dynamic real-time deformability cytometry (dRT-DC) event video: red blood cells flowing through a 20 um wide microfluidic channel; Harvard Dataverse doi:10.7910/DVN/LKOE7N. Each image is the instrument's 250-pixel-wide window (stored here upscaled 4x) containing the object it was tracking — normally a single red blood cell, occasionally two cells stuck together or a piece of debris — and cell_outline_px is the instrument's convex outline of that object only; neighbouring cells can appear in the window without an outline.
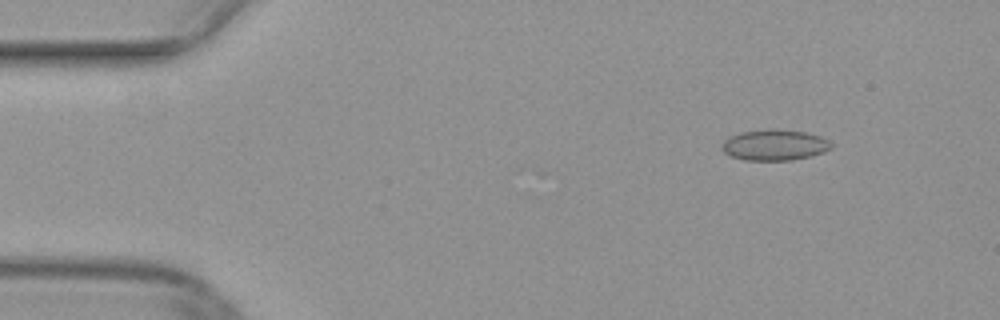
{"species": "common noctule bat (a hibernating species)", "species_latin": "Nyctalus noctula", "temperature_condition": "warm", "stored_images_in_passage": 13, "camera_frame_rate_fps": 3000, "um_per_image_px": 0.085, "animal": {"sex": "female", "body_mass_g": 29.2, "forearm_length_mm": 56.3}, "frame": {"image": 1, "passage_image": 2, "time_ms": 0.333, "image_size_px": [1000, 320], "cell_outline_px": [[832, 148], [824, 152], [792, 160], [744, 160], [732, 156], [724, 152], [720, 148], [720, 144], [724, 140], [740, 132], [768, 128], [804, 132], [820, 136], [828, 140], [832, 144]], "centroid_in_image_um": [65.81, 12.32], "position_along_channel_um": 19.2, "area_um2": 19.65}}
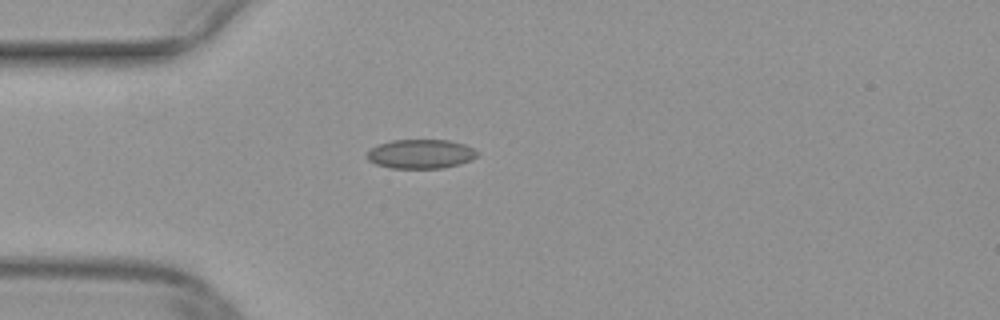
{"frame": {"image": 2, "passage_image": 10, "time_ms": 3.0, "image_size_px": [1000, 320], "cell_outline_px": [[476, 156], [472, 160], [460, 164], [440, 168], [392, 168], [376, 164], [368, 160], [368, 152], [372, 148], [380, 144], [392, 140], [448, 140], [464, 144], [472, 148], [476, 152]], "centroid_in_image_um": [35.77, 13.09], "position_along_channel_um": 49.2, "area_um2": 18.5}}